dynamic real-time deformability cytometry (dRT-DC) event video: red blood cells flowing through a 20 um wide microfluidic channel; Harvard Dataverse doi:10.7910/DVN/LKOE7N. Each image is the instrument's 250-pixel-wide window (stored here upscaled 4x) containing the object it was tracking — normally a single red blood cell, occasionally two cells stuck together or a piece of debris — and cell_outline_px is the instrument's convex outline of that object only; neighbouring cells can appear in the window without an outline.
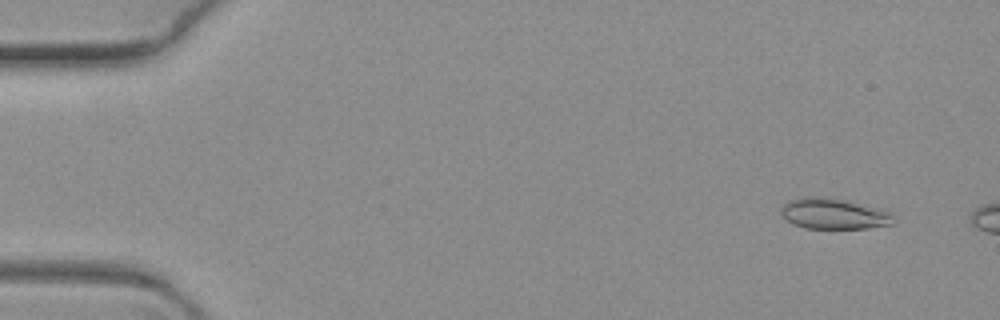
{"species": "common noctule bat (a hibernating species)", "species_latin": "Nyctalus noctula", "temperature_condition": "warm", "stored_images_in_passage": 3, "camera_frame_rate_fps": 3000, "um_per_image_px": 0.085, "animal": {"sex": "female", "body_mass_g": 19.3, "forearm_length_mm": 54.1}, "frame": {"image": 1, "passage_image": 1, "time_ms": 0.0, "image_size_px": [1000, 320], "cell_outline_px": [[892, 224], [868, 228], [804, 228], [792, 224], [780, 216], [780, 208], [788, 200], [804, 196], [816, 196], [844, 200], [884, 208], [892, 212]], "centroid_in_image_um": [70.83, 18.16], "position_along_channel_um": 14.2, "area_um2": 20.46}}